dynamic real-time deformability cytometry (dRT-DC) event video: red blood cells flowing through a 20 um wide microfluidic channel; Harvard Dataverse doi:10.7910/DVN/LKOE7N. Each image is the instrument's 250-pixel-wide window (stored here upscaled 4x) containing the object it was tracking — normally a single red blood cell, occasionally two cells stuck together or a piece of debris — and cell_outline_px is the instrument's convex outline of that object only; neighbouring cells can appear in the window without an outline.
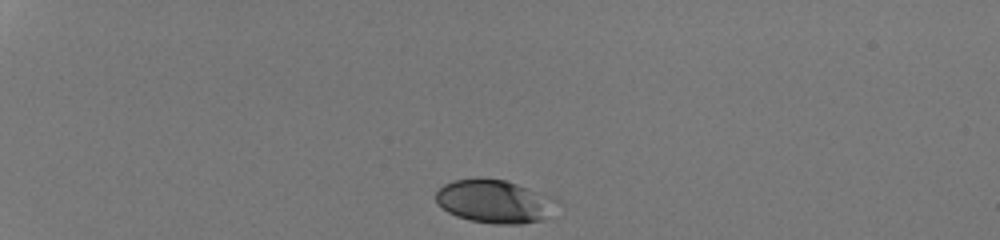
{"species": "human", "species_latin": "Homo sapiens", "temperature_condition": "room temperature", "stored_images_in_passage": 34, "camera_frame_rate_fps": 3000, "um_per_image_px": 0.085, "donor": {"sex": "male"}, "frame": {"image": 1, "passage_image": 1, "time_ms": 0.0, "image_size_px": [1000, 240], "cell_outline_px": [[560, 200], [540, 220], [520, 224], [492, 224], [468, 220], [456, 216], [448, 212], [436, 200], [436, 192], [444, 184], [452, 180], [504, 180], [556, 196]], "centroid_in_image_um": [42.05, 17.13], "position_along_channel_um": 42.9, "area_um2": 30.0}}
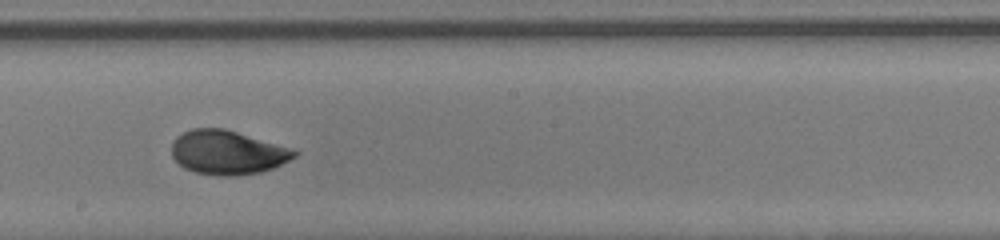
{"frame": {"image": 2, "passage_image": 20, "time_ms": 6.333, "image_size_px": [1000, 240], "cell_outline_px": [[300, 152], [296, 156], [272, 168], [260, 172], [232, 176], [220, 176], [196, 172], [184, 168], [172, 156], [172, 144], [176, 136], [192, 128], [224, 128], [292, 148]], "centroid_in_image_um": [19.33, 12.95], "position_along_channel_um": 228.9, "area_um2": 31.33}}
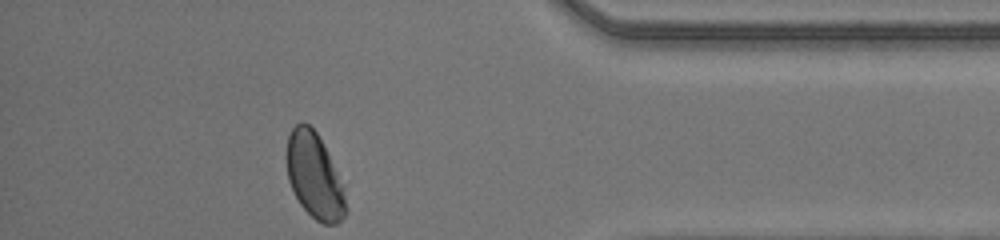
{"frame": {"image": 3, "passage_image": 34, "time_ms": 11.0, "image_size_px": [1000, 240], "cell_outline_px": [[348, 212], [336, 224], [324, 224], [316, 220], [300, 204], [288, 180], [288, 136], [292, 128], [296, 124], [308, 124], [316, 132], [344, 188]], "centroid_in_image_um": [26.75, 15.01], "position_along_channel_um": 408.5, "area_um2": 28.55}, "authors_computed_cell_mechanics": {"area_um2": 31.0386, "velocity_mm_per_s": 4.2482, "shape_relaxation_time_tau1_ms": 2.6844, "shape_relaxation_time_tau2_ms": null, "deformation_change_tau1": 0.1327, "deformation_change_tau2": null}}